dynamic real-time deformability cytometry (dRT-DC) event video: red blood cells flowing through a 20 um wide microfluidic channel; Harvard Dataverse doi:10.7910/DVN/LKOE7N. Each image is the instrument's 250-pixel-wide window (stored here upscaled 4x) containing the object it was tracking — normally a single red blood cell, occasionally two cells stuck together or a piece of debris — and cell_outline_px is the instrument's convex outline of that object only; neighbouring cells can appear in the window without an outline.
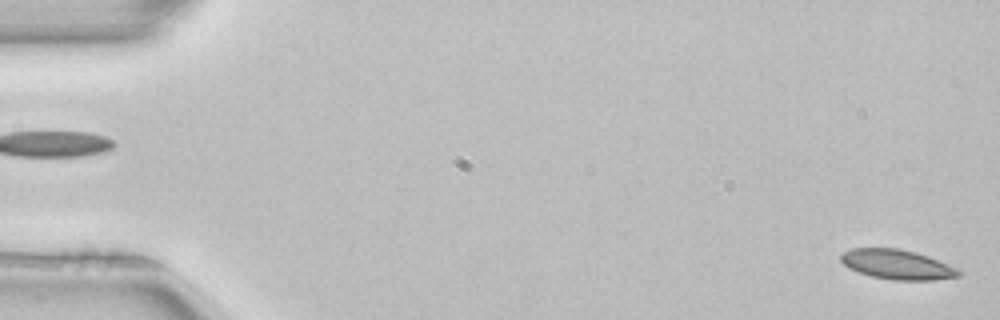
{"species": "common noctule bat (a hibernating species)", "species_latin": "Nyctalus noctula", "temperature_condition": "room temperature", "stored_images_in_passage": 51, "camera_frame_rate_fps": 3000, "um_per_image_px": 0.085, "animal": {"sex": "female", "body_mass_g": 22.7, "forearm_length_mm": 54.2}, "frame": {"image": 1, "passage_image": 1, "time_ms": 0.0, "image_size_px": [1000, 320], "cell_outline_px": [[960, 276], [932, 280], [892, 280], [872, 276], [848, 268], [840, 260], [840, 256], [844, 252], [852, 248], [900, 248], [916, 252], [928, 256], [956, 268], [960, 272]], "centroid_in_image_um": [76.23, 22.47], "position_along_channel_um": 8.8, "area_um2": 20.23}}
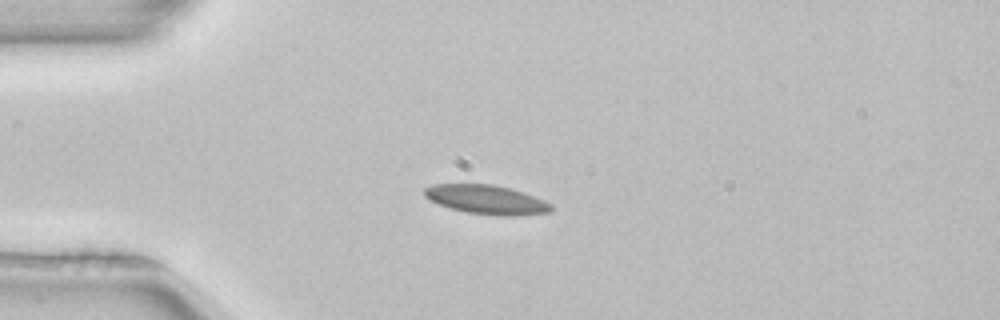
{"frame": {"image": 2, "passage_image": 13, "time_ms": 4.0, "image_size_px": [1000, 320], "cell_outline_px": [[552, 212], [516, 216], [496, 216], [468, 212], [452, 208], [428, 200], [424, 196], [424, 188], [432, 184], [492, 184], [512, 188], [544, 200], [552, 204]], "centroid_in_image_um": [41.37, 16.96], "position_along_channel_um": 43.6, "area_um2": 21.62}}
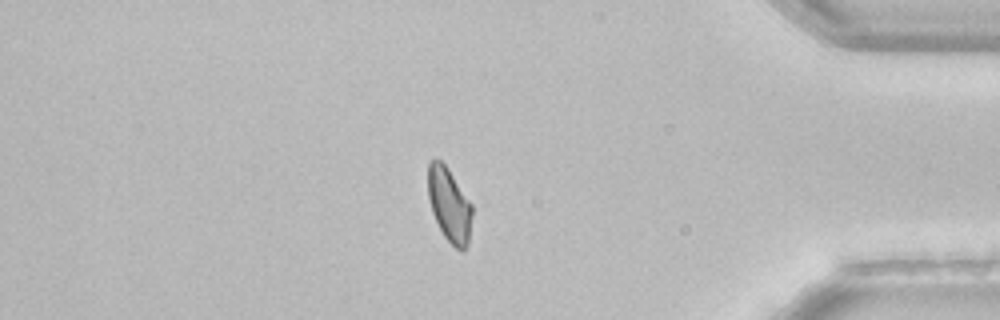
{"frame": {"image": 3, "passage_image": 44, "time_ms": 14.333, "image_size_px": [1000, 320], "cell_outline_px": [[472, 216], [468, 244], [460, 252], [444, 236], [432, 212], [428, 200], [428, 164], [436, 156], [448, 168], [472, 204]], "centroid_in_image_um": [38.18, 17.38], "position_along_channel_um": 397.0, "area_um2": 19.02}}